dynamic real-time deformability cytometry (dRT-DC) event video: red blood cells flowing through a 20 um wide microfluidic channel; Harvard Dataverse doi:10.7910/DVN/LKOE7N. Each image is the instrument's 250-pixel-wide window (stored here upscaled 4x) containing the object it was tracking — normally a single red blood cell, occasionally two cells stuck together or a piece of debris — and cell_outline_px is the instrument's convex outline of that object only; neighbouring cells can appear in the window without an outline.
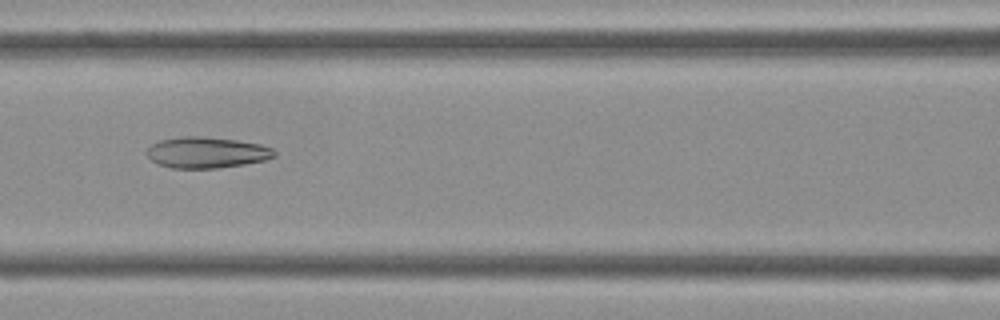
{"species": "Egyptian fruit bat (a non-hibernating species)", "species_latin": "Rousettus aegyptiacus", "temperature_condition": "cold", "stored_images_in_passage": 44, "camera_frame_rate_fps": 3000, "um_per_image_px": 0.085, "frame": {"image": 1, "passage_image": 19, "time_ms": 6.0, "image_size_px": [1000, 320], "cell_outline_px": [[276, 156], [264, 160], [244, 164], [216, 168], [172, 168], [156, 164], [144, 152], [152, 144], [160, 140], [180, 136], [196, 136], [236, 140], [260, 144], [272, 148], [276, 152]], "centroid_in_image_um": [17.53, 12.96], "position_along_channel_um": 149.1, "area_um2": 23.06}}
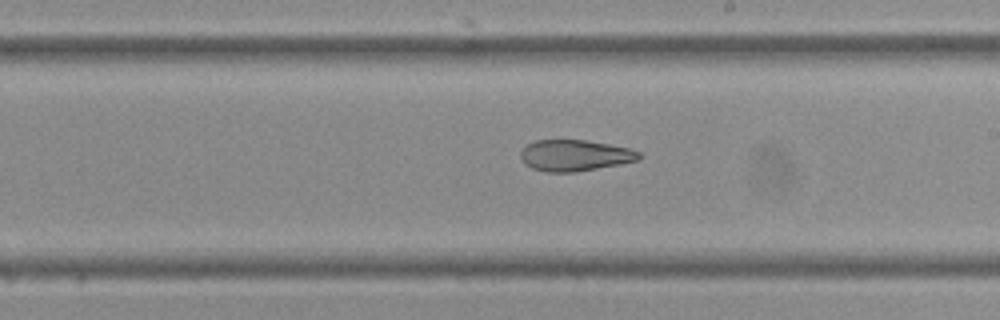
{"frame": {"image": 2, "passage_image": 25, "time_ms": 8.0, "image_size_px": [1000, 320], "cell_outline_px": [[644, 156], [640, 160], [620, 164], [576, 172], [544, 172], [532, 168], [524, 164], [520, 156], [520, 152], [528, 144], [536, 140], [584, 140], [632, 148], [640, 152]], "centroid_in_image_um": [48.9, 13.22], "position_along_channel_um": 240.1, "area_um2": 21.73}}
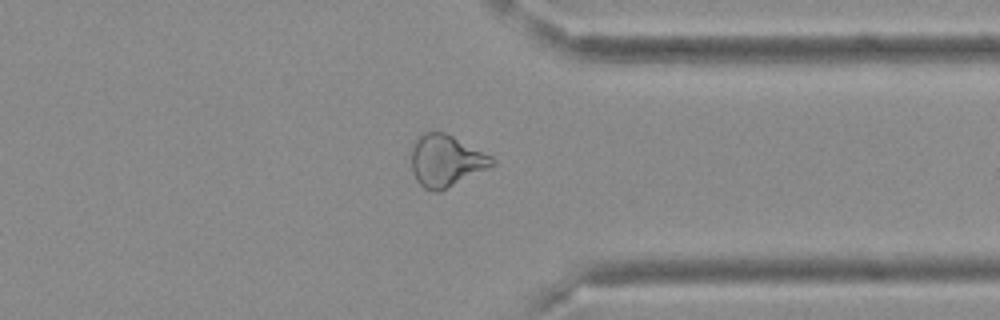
{"frame": {"image": 3, "passage_image": 34, "time_ms": 11.0, "image_size_px": [1000, 320], "cell_outline_px": [[496, 164], [440, 192], [432, 192], [424, 188], [416, 180], [412, 172], [412, 148], [416, 140], [424, 132], [444, 132], [492, 156], [496, 160]], "centroid_in_image_um": [37.91, 13.69], "position_along_channel_um": 373.5, "area_um2": 24.22}}